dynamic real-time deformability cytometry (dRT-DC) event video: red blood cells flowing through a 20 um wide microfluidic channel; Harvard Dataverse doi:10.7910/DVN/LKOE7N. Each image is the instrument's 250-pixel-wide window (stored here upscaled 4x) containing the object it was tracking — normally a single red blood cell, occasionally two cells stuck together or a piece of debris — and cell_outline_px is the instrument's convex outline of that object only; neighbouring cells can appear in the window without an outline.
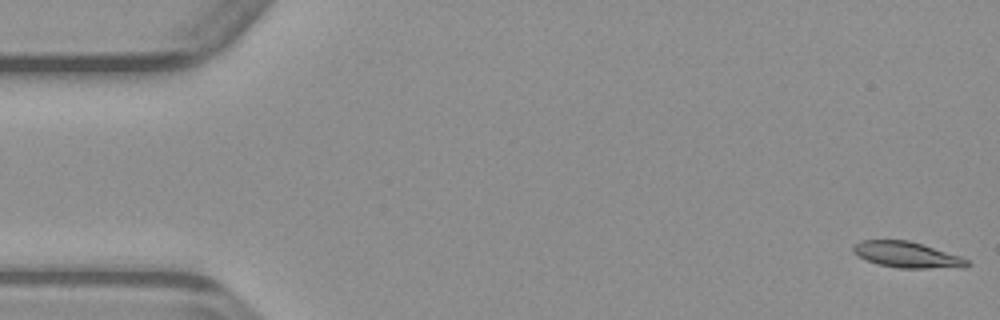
{"species": "common noctule bat (a hibernating species)", "species_latin": "Nyctalus noctula", "temperature_condition": "warm", "stored_images_in_passage": 49, "camera_frame_rate_fps": 3000, "um_per_image_px": 0.085, "animal": {"sex": "male", "body_mass_g": 23.1, "forearm_length_mm": 52.7}, "frame": {"image": 1, "passage_image": 1, "time_ms": 0.0, "image_size_px": [1000, 320], "cell_outline_px": [[972, 264], [964, 268], [900, 268], [880, 264], [868, 260], [852, 252], [852, 248], [860, 240], [908, 240], [960, 256], [968, 260]], "centroid_in_image_um": [77.14, 21.66], "position_along_channel_um": 7.9, "area_um2": 17.05}}
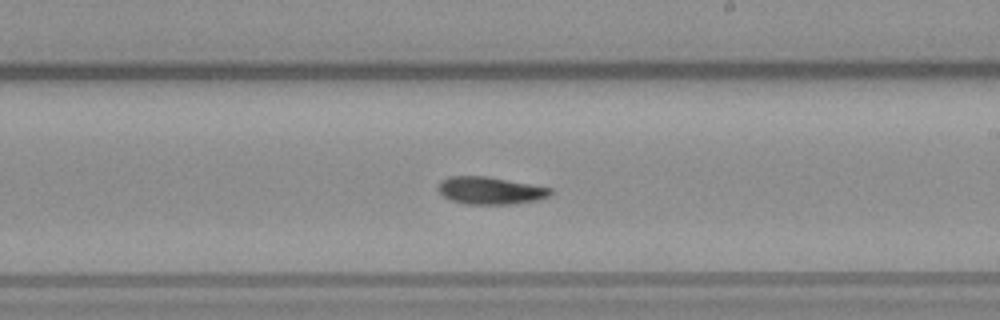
{"frame": {"image": 2, "passage_image": 28, "time_ms": 9.0, "image_size_px": [1000, 320], "cell_outline_px": [[552, 192], [548, 196], [536, 200], [508, 204], [468, 204], [452, 200], [444, 196], [440, 192], [440, 180], [448, 176], [488, 176], [552, 188]], "centroid_in_image_um": [41.67, 16.18], "position_along_channel_um": 247.3, "area_um2": 17.69}}
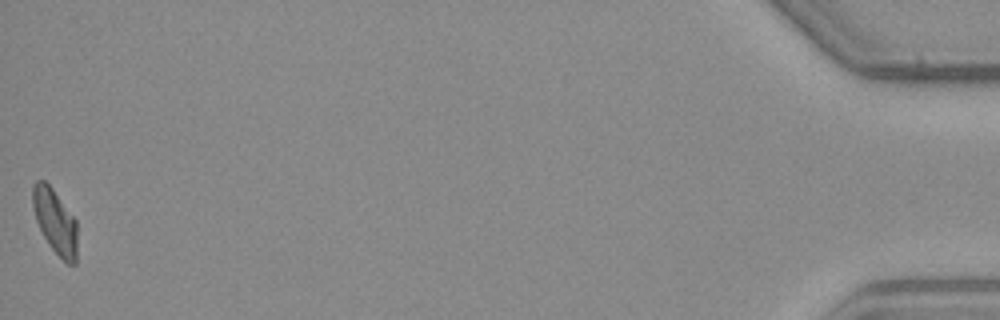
{"frame": {"image": 3, "passage_image": 49, "time_ms": 16.0, "image_size_px": [1000, 320], "cell_outline_px": [[76, 264], [68, 264], [48, 244], [36, 220], [32, 204], [32, 184], [36, 180], [44, 180], [52, 188], [76, 220]], "centroid_in_image_um": [4.66, 18.79], "position_along_channel_um": 430.5, "area_um2": 16.53}}